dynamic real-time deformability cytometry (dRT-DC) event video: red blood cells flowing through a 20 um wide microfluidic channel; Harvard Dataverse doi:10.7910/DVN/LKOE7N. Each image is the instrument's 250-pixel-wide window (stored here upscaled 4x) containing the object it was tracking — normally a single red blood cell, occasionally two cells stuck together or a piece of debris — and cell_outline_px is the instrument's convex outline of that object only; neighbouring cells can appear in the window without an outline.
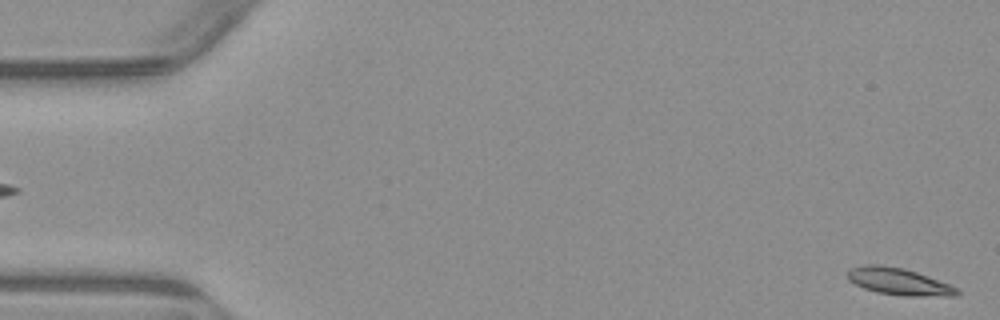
{"species": "common noctule bat (a hibernating species)", "species_latin": "Nyctalus noctula", "temperature_condition": "warm", "stored_images_in_passage": 6, "segment_of_instrument_passage": [2, 2], "camera_frame_rate_fps": 3000, "um_per_image_px": 0.085, "animal": {"sex": "male", "body_mass_g": 23.1, "forearm_length_mm": 52.7}, "frame": {"image": 1, "passage_image": 6, "time_ms": 6.0, "image_size_px": [1000, 320], "cell_outline_px": [[960, 292], [956, 296], [904, 296], [876, 292], [864, 288], [848, 280], [848, 268], [864, 264], [880, 264], [904, 268], [916, 272], [948, 284], [956, 288]], "centroid_in_image_um": [76.35, 23.92], "position_along_channel_um": 8.6, "area_um2": 17.17}}